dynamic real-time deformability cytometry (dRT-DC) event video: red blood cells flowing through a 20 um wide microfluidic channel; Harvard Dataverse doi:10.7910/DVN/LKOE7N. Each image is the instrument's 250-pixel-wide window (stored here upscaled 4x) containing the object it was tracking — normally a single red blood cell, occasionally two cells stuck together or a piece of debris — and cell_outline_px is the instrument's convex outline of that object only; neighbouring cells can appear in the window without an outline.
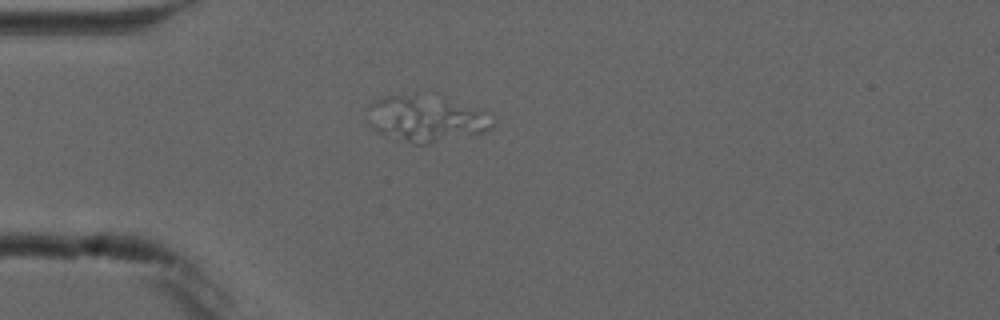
{"species": "common noctule bat (a hibernating species)", "species_latin": "Nyctalus noctula", "temperature_condition": "cold", "stored_images_in_passage": 4, "camera_frame_rate_fps": 3000, "um_per_image_px": 0.085, "animal": {"sex": "male", "forearm_length_mm": 52.5}, "frame": {"image": 1, "passage_image": 4, "time_ms": 6.333, "image_size_px": [1000, 320], "cell_outline_px": [[496, 120], [492, 128], [484, 132], [428, 144], [412, 144], [376, 132], [372, 124], [372, 104], [376, 100], [384, 96], [416, 92], [436, 92], [492, 112]], "centroid_in_image_um": [36.4, 10.01], "position_along_channel_um": 48.6, "area_um2": 34.91}}